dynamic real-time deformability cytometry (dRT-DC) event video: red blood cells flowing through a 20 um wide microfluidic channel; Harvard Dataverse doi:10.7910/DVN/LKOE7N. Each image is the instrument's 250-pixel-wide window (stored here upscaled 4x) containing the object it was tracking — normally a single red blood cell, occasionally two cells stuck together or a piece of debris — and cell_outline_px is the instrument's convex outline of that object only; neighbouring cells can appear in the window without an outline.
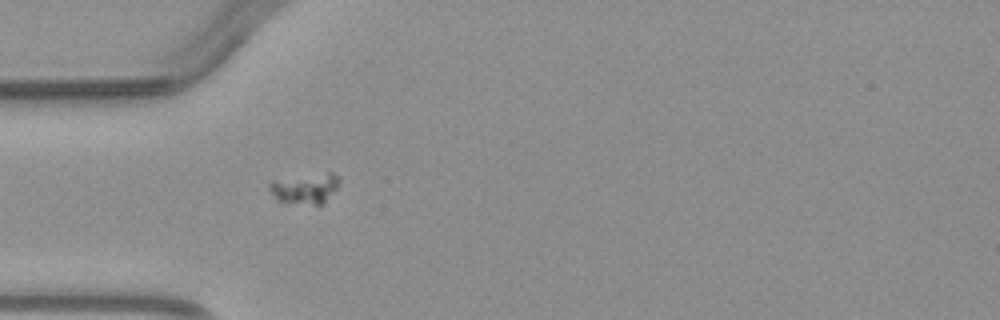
{"species": "common noctule bat (a hibernating species)", "species_latin": "Nyctalus noctula", "temperature_condition": "warm", "stored_images_in_passage": 5, "camera_frame_rate_fps": 3000, "um_per_image_px": 0.085, "animal": {"sex": "male", "body_mass_g": 23.1, "forearm_length_mm": 52.7}, "frame": {"image": 1, "passage_image": 5, "time_ms": 4.667, "image_size_px": [1000, 320], "cell_outline_px": [[340, 180], [336, 188], [320, 204], [316, 204], [276, 200], [268, 188], [268, 184], [272, 180], [328, 172], [332, 172], [340, 176]], "centroid_in_image_um": [25.92, 15.97], "position_along_channel_um": 59.1, "area_um2": 11.96}}